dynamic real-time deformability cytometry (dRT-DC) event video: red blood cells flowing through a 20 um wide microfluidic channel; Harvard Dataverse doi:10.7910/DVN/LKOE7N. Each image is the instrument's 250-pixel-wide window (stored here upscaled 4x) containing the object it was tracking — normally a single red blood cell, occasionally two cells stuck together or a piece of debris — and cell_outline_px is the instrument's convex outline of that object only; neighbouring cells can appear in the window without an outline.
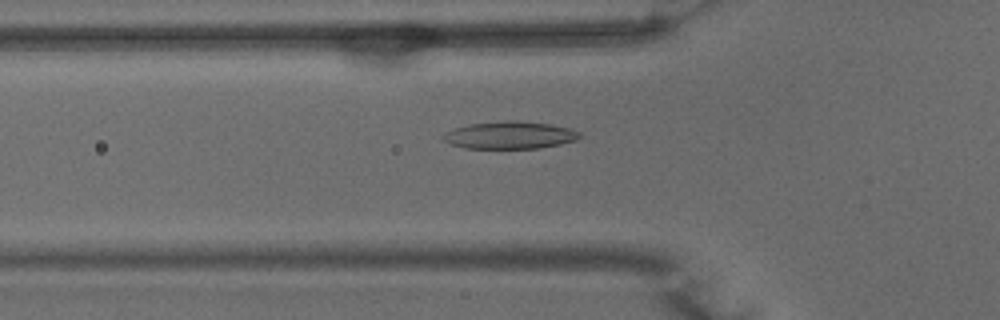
{"species": "common noctule bat (a hibernating species)", "species_latin": "Nyctalus noctula", "temperature_condition": "warm", "stored_images_in_passage": 50, "camera_frame_rate_fps": 3000, "um_per_image_px": 0.085, "animal": {"sex": "male", "body_mass_g": 15.6}, "frame": {"image": 1, "passage_image": 16, "time_ms": 5.0, "image_size_px": [1000, 320], "cell_outline_px": [[584, 136], [576, 140], [560, 144], [540, 148], [464, 148], [452, 144], [444, 140], [440, 136], [456, 128], [468, 124], [504, 120], [508, 120], [552, 124], [572, 128], [580, 132]], "centroid_in_image_um": [43.4, 11.48], "position_along_channel_um": 82.4, "area_um2": 21.85}}
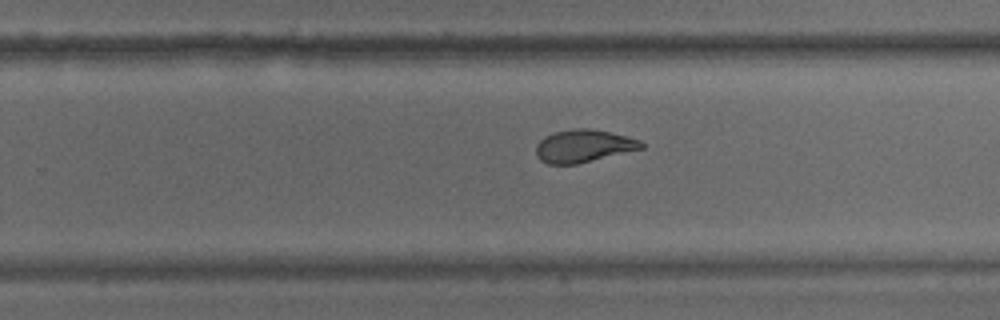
{"frame": {"image": 2, "passage_image": 31, "time_ms": 10.0, "image_size_px": [1000, 320], "cell_outline_px": [[644, 148], [576, 164], [548, 164], [540, 160], [536, 156], [536, 144], [544, 136], [552, 132], [572, 128], [588, 128], [608, 132], [640, 140], [644, 144]], "centroid_in_image_um": [49.55, 12.4], "position_along_channel_um": 280.3, "area_um2": 20.0}}
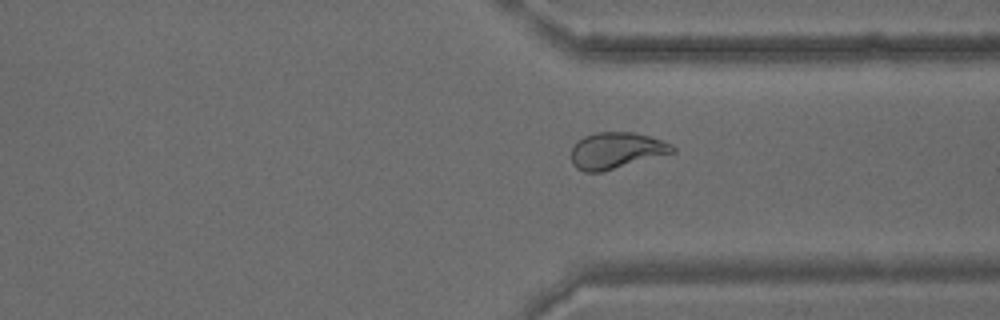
{"frame": {"image": 3, "passage_image": 37, "time_ms": 12.0, "image_size_px": [1000, 320], "cell_outline_px": [[676, 152], [600, 172], [584, 172], [576, 168], [572, 164], [572, 144], [584, 136], [596, 132], [636, 132], [672, 144], [676, 148]], "centroid_in_image_um": [52.37, 12.79], "position_along_channel_um": 359.0, "area_um2": 21.44}, "authors_computed_cell_mechanics": {"area_um2": 22.1374, "velocity_mm_per_s": 3.939, "shape_relaxation_time_tau1_ms": 7.6475, "shape_relaxation_time_tau2_ms": 1.687, "deformation_change_tau1": 0.2324, "deformation_change_tau2": 0.0815}}